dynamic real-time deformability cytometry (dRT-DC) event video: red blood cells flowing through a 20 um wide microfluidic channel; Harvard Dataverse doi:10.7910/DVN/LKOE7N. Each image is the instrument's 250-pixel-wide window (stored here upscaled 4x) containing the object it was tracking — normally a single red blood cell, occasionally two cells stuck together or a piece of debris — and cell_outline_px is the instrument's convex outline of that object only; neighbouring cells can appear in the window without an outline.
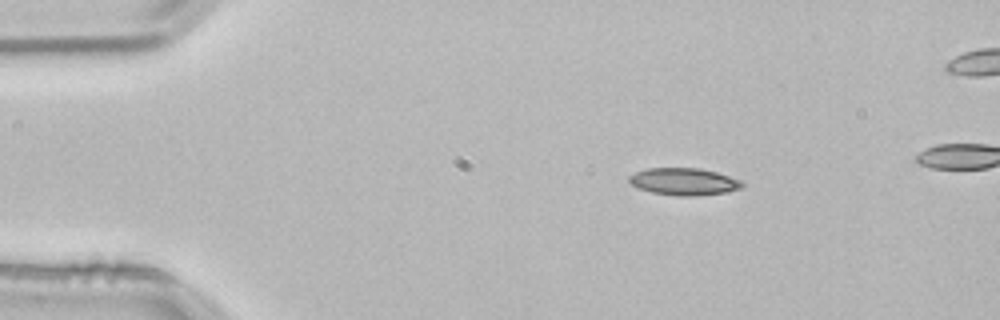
{"species": "common noctule bat (a hibernating species)", "species_latin": "Nyctalus noctula", "temperature_condition": "room temperature", "stored_images_in_passage": 3, "camera_frame_rate_fps": 3000, "um_per_image_px": 0.085, "animal": {"sex": "male", "body_mass_g": 21.5, "forearm_length_mm": 52.0}, "frame": {"image": 1, "passage_image": 1, "time_ms": 0.0, "image_size_px": [1000, 320], "cell_outline_px": [[744, 184], [740, 188], [728, 192], [692, 196], [676, 196], [652, 192], [636, 188], [628, 180], [628, 176], [636, 172], [648, 168], [700, 168], [716, 172], [740, 180]], "centroid_in_image_um": [58.1, 15.44], "position_along_channel_um": 26.9, "area_um2": 17.86}}